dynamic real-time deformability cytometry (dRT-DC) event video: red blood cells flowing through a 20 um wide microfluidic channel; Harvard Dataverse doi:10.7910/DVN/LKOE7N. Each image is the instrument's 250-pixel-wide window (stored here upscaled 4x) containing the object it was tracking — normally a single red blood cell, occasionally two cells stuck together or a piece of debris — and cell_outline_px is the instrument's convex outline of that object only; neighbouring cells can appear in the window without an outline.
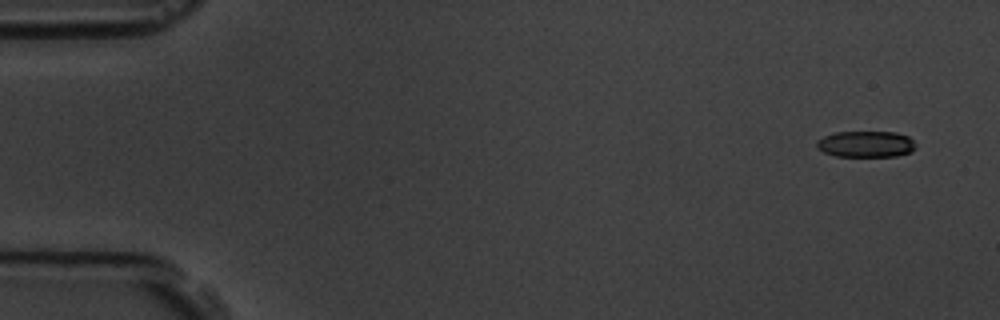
{"species": "common noctule bat (a hibernating species)", "species_latin": "Nyctalus noctula", "temperature_condition": "room temperature", "stored_images_in_passage": 6, "segment_of_instrument_passage": [1, 2], "camera_frame_rate_fps": 3000, "um_per_image_px": 0.085, "animal": {"sex": "male", "body_mass_g": 19.5, "forearm_length_mm": 54.6}, "frame": {"image": 1, "passage_image": 1, "time_ms": 0.0, "image_size_px": [1000, 320], "cell_outline_px": [[916, 148], [912, 152], [896, 156], [836, 156], [824, 152], [816, 148], [816, 140], [824, 136], [836, 132], [896, 132], [908, 136], [912, 140]], "centroid_in_image_um": [73.59, 12.25], "position_along_channel_um": 11.4, "area_um2": 15.2}}
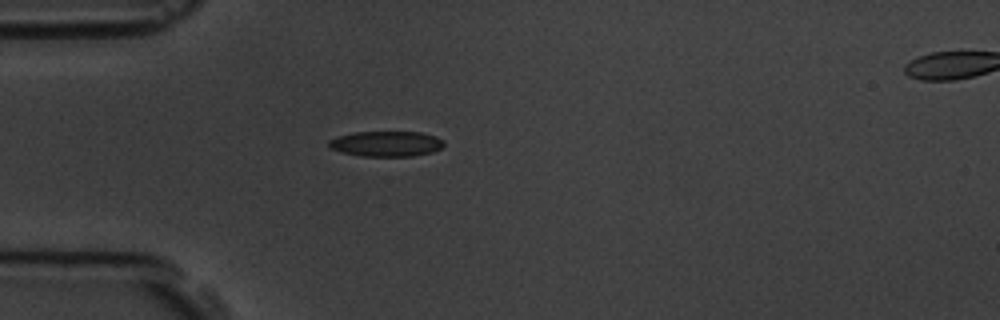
{"frame": {"image": 2, "passage_image": 5, "time_ms": 4.333, "image_size_px": [1000, 320], "cell_outline_px": [[444, 144], [440, 148], [432, 152], [412, 156], [360, 156], [340, 152], [328, 148], [328, 140], [340, 136], [356, 132], [420, 132], [436, 136], [444, 140]], "centroid_in_image_um": [32.82, 12.22], "position_along_channel_um": 52.2, "area_um2": 17.05}}